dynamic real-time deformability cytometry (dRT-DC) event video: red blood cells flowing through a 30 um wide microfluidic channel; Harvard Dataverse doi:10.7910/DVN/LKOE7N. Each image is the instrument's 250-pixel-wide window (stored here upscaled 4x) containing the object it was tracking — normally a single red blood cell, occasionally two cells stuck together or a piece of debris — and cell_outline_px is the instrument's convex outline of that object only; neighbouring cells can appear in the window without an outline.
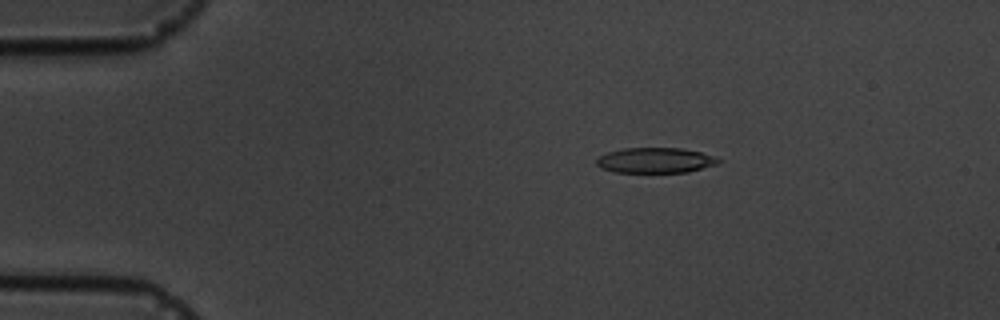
{"species": "common noctule bat (a hibernating species)", "species_latin": "Nyctalus noctula", "temperature_condition": "cold", "stored_images_in_passage": 6, "camera_frame_rate_fps": 3000, "um_per_image_px": 0.085, "animal": {"sex": "male", "body_mass_g": 19.5, "forearm_length_mm": 54.6}, "frame": {"image": 1, "passage_image": 3, "time_ms": 3.0, "image_size_px": [1000, 320], "cell_outline_px": [[720, 160], [716, 164], [688, 172], [616, 172], [600, 168], [596, 164], [596, 160], [600, 156], [608, 152], [624, 148], [680, 148], [700, 152], [712, 156]], "centroid_in_image_um": [55.66, 13.63], "position_along_channel_um": 29.3, "area_um2": 17.74}}
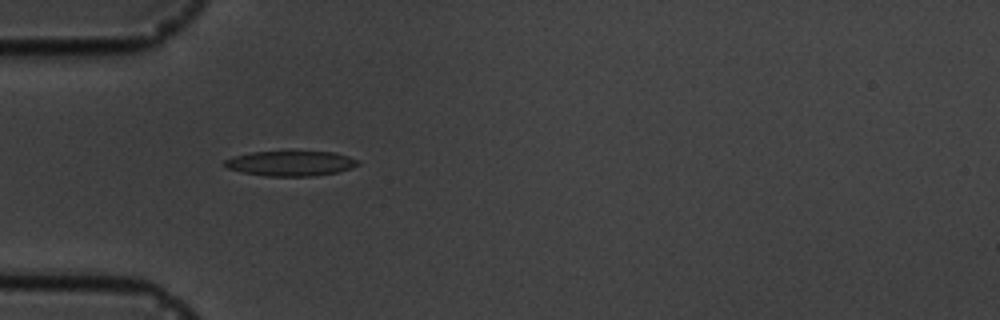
{"frame": {"image": 2, "passage_image": 5, "time_ms": 5.333, "image_size_px": [1000, 320], "cell_outline_px": [[360, 164], [352, 168], [340, 172], [312, 176], [268, 176], [244, 172], [228, 168], [224, 164], [224, 160], [232, 156], [252, 152], [288, 148], [336, 152], [360, 160]], "centroid_in_image_um": [24.77, 13.82], "position_along_channel_um": 60.2, "area_um2": 20.63}}
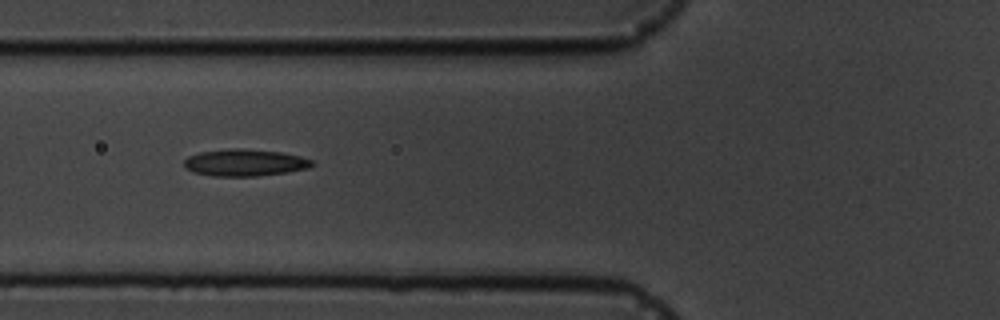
{"frame": {"image": 3, "passage_image": 6, "time_ms": 6.667, "image_size_px": [1000, 320], "cell_outline_px": [[316, 164], [308, 168], [288, 172], [256, 176], [212, 176], [192, 172], [184, 168], [184, 160], [188, 156], [200, 152], [232, 148], [240, 148], [280, 152], [300, 156], [312, 160]], "centroid_in_image_um": [20.79, 13.83], "position_along_channel_um": 105.0, "area_um2": 20.17}}